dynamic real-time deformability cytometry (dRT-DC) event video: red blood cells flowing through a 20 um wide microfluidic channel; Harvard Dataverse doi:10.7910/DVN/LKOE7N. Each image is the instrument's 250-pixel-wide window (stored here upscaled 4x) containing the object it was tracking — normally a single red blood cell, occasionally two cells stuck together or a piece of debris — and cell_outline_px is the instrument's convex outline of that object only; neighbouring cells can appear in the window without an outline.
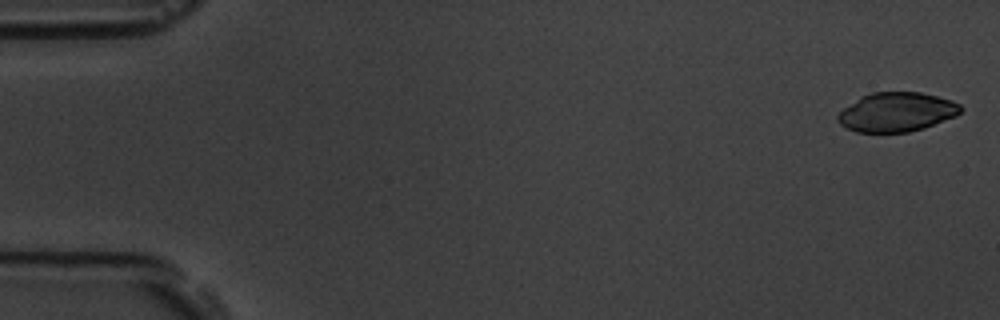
{"species": "common noctule bat (a hibernating species)", "species_latin": "Nyctalus noctula", "temperature_condition": "room temperature", "stored_images_in_passage": 4, "camera_frame_rate_fps": 3000, "um_per_image_px": 0.085, "animal": {"sex": "male", "body_mass_g": 19.5, "forearm_length_mm": 54.6}, "frame": {"image": 1, "passage_image": 1, "time_ms": 0.0, "image_size_px": [1000, 320], "cell_outline_px": [[964, 108], [956, 116], [924, 128], [908, 132], [856, 132], [840, 124], [836, 120], [836, 116], [844, 108], [860, 96], [872, 92], [920, 92], [952, 100], [960, 104]], "centroid_in_image_um": [76.22, 9.52], "position_along_channel_um": 8.8, "area_um2": 28.15}}